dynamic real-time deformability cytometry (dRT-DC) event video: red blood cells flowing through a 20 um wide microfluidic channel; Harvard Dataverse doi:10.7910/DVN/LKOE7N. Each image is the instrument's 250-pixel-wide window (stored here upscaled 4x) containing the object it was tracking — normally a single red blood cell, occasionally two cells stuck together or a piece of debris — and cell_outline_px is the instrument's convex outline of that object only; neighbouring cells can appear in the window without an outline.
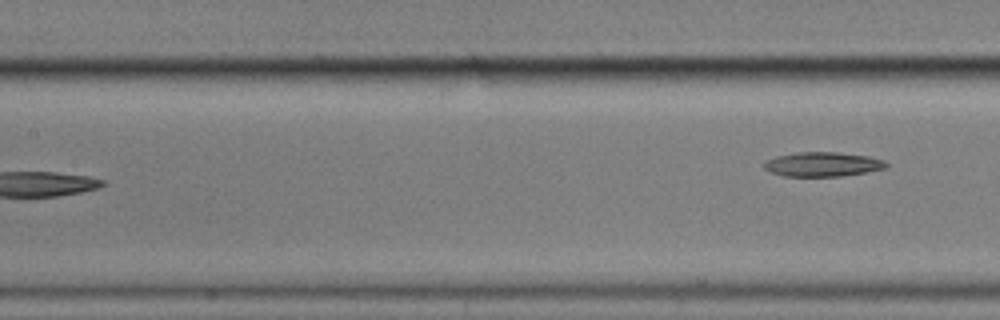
{"species": "common noctule bat (a hibernating species)", "species_latin": "Nyctalus noctula", "temperature_condition": "cold", "stored_images_in_passage": 7, "camera_frame_rate_fps": 3000, "um_per_image_px": 0.085, "animal": {"sex": "male", "body_mass_g": 17.9}, "frame": {"image": 1, "passage_image": 7, "time_ms": 7.333, "image_size_px": [1000, 320], "cell_outline_px": [[888, 164], [884, 168], [864, 172], [840, 176], [784, 176], [772, 172], [764, 168], [764, 160], [776, 156], [796, 152], [836, 152], [868, 156], [884, 160]], "centroid_in_image_um": [69.88, 13.95], "position_along_channel_um": 137.5, "area_um2": 17.22}}